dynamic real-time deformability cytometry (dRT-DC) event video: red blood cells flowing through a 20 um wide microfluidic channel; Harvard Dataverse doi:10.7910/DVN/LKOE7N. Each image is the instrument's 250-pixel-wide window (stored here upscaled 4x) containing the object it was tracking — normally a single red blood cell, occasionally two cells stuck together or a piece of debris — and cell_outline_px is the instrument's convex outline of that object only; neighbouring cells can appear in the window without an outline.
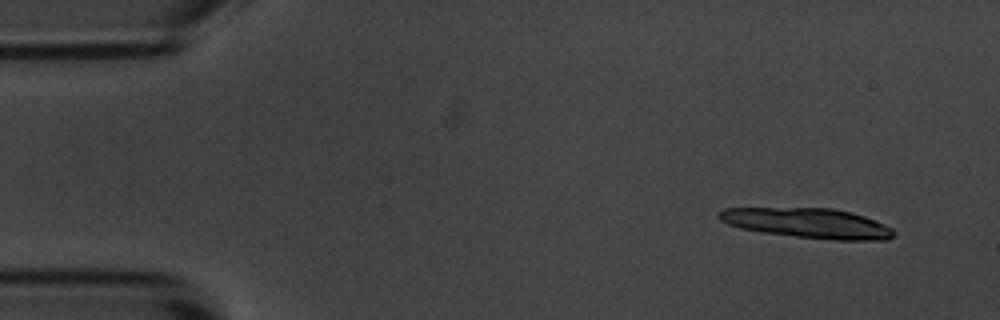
{"species": "common noctule bat (a hibernating species)", "species_latin": "Nyctalus noctula", "temperature_condition": "room temperature", "stored_images_in_passage": 4, "camera_frame_rate_fps": 3000, "um_per_image_px": 0.085, "animal": {"sex": "male", "body_mass_g": 20.1, "forearm_length_mm": 53.5}, "frame": {"image": 1, "passage_image": 1, "time_ms": 0.0, "image_size_px": [1000, 320], "cell_outline_px": [[896, 236], [888, 240], [836, 240], [796, 236], [764, 232], [740, 228], [728, 224], [720, 220], [716, 216], [716, 212], [724, 208], [832, 208], [852, 212], [864, 216], [884, 224], [892, 228], [896, 232]], "centroid_in_image_um": [68.68, 18.96], "position_along_channel_um": 16.3, "area_um2": 30.58}}